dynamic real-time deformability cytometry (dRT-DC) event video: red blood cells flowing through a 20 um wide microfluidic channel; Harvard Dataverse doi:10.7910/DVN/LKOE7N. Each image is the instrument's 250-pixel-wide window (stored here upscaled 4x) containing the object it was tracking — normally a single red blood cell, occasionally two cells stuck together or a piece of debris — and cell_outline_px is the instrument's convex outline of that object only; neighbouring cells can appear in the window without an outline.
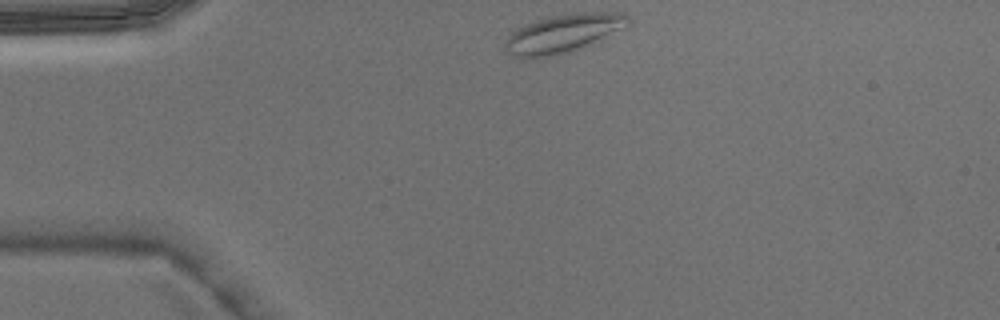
{"species": "Egyptian fruit bat (a non-hibernating species)", "species_latin": "Rousettus aegyptiacus", "temperature_condition": "warm", "stored_images_in_passage": 2, "camera_frame_rate_fps": 3000, "um_per_image_px": 0.085, "animal": {"sex": "male"}, "frame": {"image": 1, "passage_image": 1, "time_ms": 0.0, "image_size_px": [1000, 320], "cell_outline_px": [[632, 24], [584, 48], [556, 56], [512, 56], [504, 52], [504, 40], [516, 28], [532, 20], [552, 16], [580, 12], [624, 12], [632, 16]], "centroid_in_image_um": [47.93, 2.82], "position_along_channel_um": 37.1, "area_um2": 28.15}}